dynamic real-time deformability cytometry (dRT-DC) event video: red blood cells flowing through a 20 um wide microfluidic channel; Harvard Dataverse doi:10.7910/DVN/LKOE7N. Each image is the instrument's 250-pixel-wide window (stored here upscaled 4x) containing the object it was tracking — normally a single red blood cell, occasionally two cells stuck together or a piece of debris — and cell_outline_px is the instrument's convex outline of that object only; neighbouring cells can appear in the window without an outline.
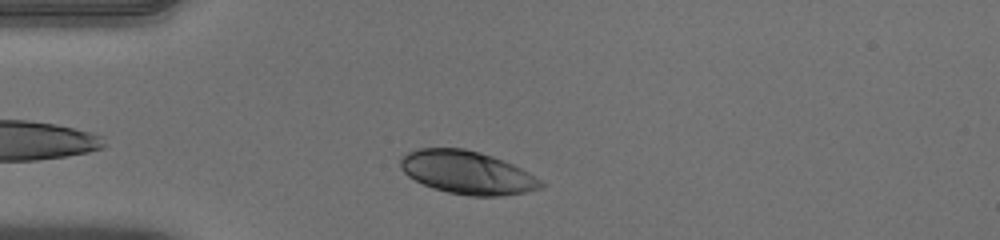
{"species": "human", "species_latin": "Homo sapiens", "temperature_condition": "warm", "stored_images_in_passage": 35, "camera_frame_rate_fps": 3000, "um_per_image_px": 0.085, "donor": {"sex": "male"}, "frame": {"image": 1, "passage_image": 4, "time_ms": 1.0, "image_size_px": [1000, 240], "cell_outline_px": [[548, 184], [540, 188], [524, 192], [500, 196], [472, 196], [448, 192], [432, 188], [408, 176], [400, 168], [400, 160], [408, 152], [420, 148], [464, 148], [480, 152], [492, 156], [512, 164], [528, 172]], "centroid_in_image_um": [39.72, 14.66], "position_along_channel_um": 45.3, "area_um2": 35.08}}
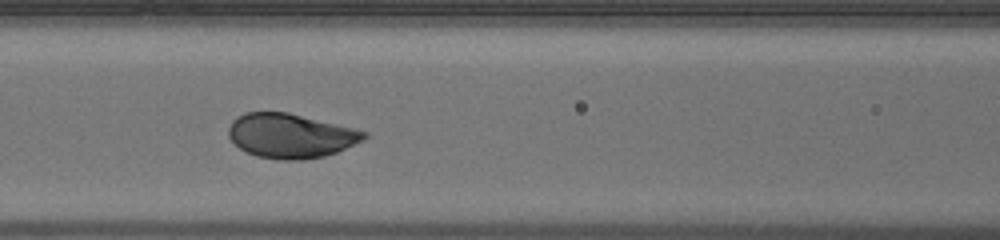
{"frame": {"image": 2, "passage_image": 13, "time_ms": 4.0, "image_size_px": [1000, 240], "cell_outline_px": [[368, 136], [364, 140], [336, 152], [324, 156], [304, 160], [280, 160], [256, 156], [240, 148], [228, 136], [228, 128], [232, 120], [236, 116], [244, 112], [288, 112], [368, 132]], "centroid_in_image_um": [24.68, 11.54], "position_along_channel_um": 141.9, "area_um2": 35.03}}
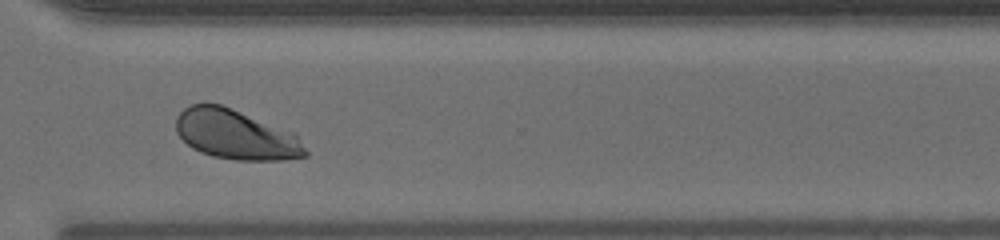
{"frame": {"image": 3, "passage_image": 29, "time_ms": 9.333, "image_size_px": [1000, 240], "cell_outline_px": [[308, 156], [284, 160], [236, 160], [212, 156], [200, 152], [192, 148], [176, 132], [176, 116], [188, 104], [220, 104], [232, 108], [296, 132], [308, 152]], "centroid_in_image_um": [20.08, 11.44], "position_along_channel_um": 350.5, "area_um2": 37.92}, "authors_computed_cell_mechanics": {"area_um2": 36.125, "velocity_mm_per_s": 3.9154, "shape_relaxation_time_tau1_ms": 1.9923, "shape_relaxation_time_tau2_ms": null, "deformation_change_tau1": 0.1433, "deformation_change_tau2": null}}